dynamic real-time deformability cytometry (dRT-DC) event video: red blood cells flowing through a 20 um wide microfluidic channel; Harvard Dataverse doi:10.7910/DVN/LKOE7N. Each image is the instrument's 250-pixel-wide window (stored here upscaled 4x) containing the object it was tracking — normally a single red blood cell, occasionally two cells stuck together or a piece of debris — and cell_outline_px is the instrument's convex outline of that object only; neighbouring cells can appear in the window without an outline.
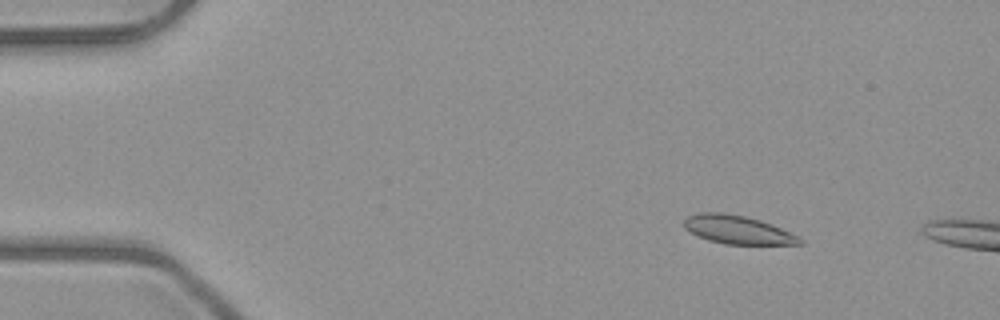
{"species": "common noctule bat (a hibernating species)", "species_latin": "Nyctalus noctula", "temperature_condition": "room temperature", "stored_images_in_passage": 6, "camera_frame_rate_fps": 3000, "um_per_image_px": 0.085, "animal": {"sex": "male", "body_mass_g": 23.1, "forearm_length_mm": 52.7}, "frame": {"image": 1, "passage_image": 3, "time_ms": 2.333, "image_size_px": [1000, 320], "cell_outline_px": [[804, 244], [724, 244], [708, 240], [684, 228], [684, 220], [688, 216], [700, 212], [724, 212], [744, 216], [760, 220], [772, 224], [804, 240]], "centroid_in_image_um": [62.69, 19.52], "position_along_channel_um": 22.3, "area_um2": 18.96}}